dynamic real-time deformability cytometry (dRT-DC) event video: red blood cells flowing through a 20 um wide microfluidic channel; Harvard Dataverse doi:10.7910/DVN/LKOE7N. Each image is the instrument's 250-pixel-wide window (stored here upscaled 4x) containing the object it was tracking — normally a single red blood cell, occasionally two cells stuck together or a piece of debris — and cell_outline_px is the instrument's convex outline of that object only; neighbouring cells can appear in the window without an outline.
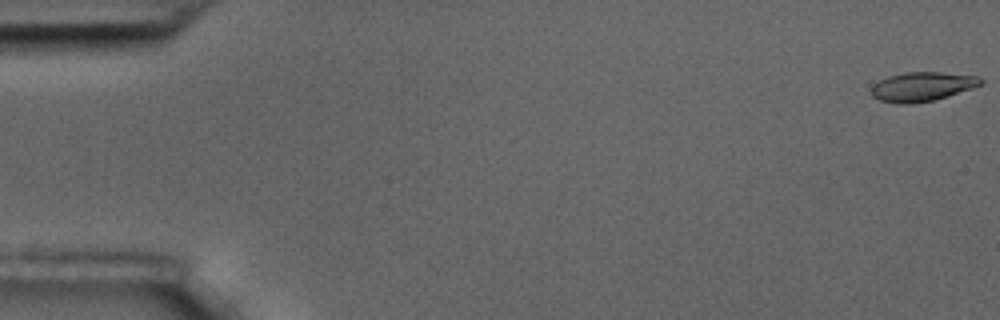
{"species": "common noctule bat (a hibernating species)", "species_latin": "Nyctalus noctula", "temperature_condition": "room temperature", "stored_images_in_passage": 6, "camera_frame_rate_fps": 3000, "um_per_image_px": 0.085, "animal": {"sex": "male", "body_mass_g": 17.5, "forearm_length_mm": 52.3}, "frame": {"image": 1, "passage_image": 1, "time_ms": 0.0, "image_size_px": [1000, 320], "cell_outline_px": [[984, 84], [972, 88], [932, 100], [908, 104], [896, 104], [880, 100], [872, 96], [872, 84], [888, 76], [904, 72], [940, 72], [980, 76], [984, 80]], "centroid_in_image_um": [78.39, 7.35], "position_along_channel_um": 6.6, "area_um2": 18.61}}
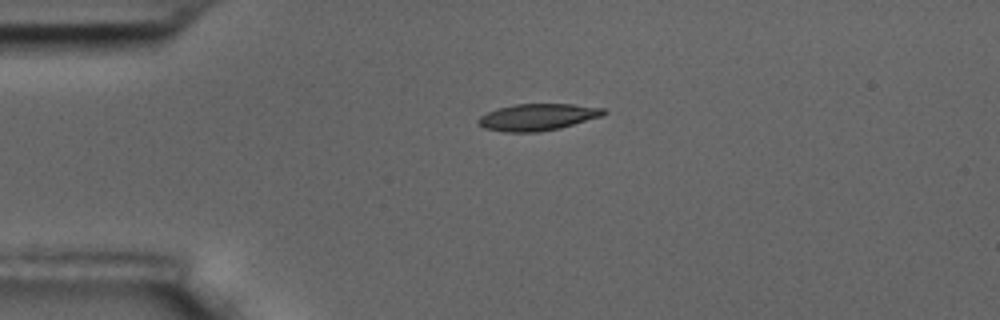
{"frame": {"image": 2, "passage_image": 5, "time_ms": 1.333, "image_size_px": [1000, 320], "cell_outline_px": [[608, 112], [604, 116], [560, 128], [536, 132], [504, 132], [484, 128], [476, 120], [480, 116], [496, 108], [512, 104], [572, 104], [604, 108]], "centroid_in_image_um": [45.71, 9.95], "position_along_channel_um": 39.3, "area_um2": 19.71}}